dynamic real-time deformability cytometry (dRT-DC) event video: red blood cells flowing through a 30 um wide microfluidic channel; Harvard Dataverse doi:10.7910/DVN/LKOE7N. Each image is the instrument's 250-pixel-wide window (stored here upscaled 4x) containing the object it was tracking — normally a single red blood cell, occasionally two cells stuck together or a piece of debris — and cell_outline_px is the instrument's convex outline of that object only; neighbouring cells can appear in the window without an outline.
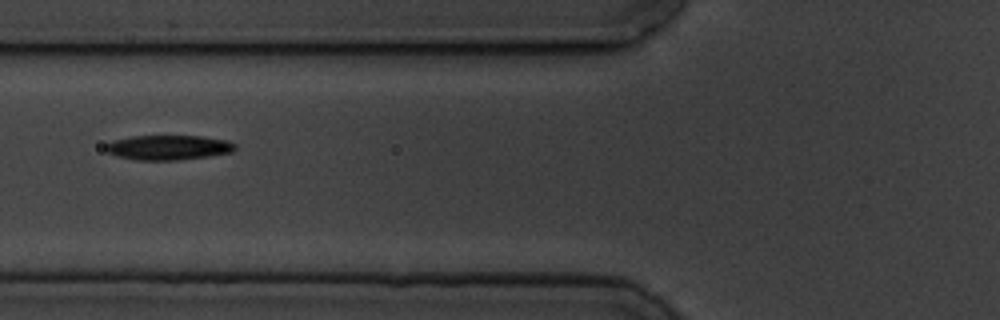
{"species": "common noctule bat (a hibernating species)", "species_latin": "Nyctalus noctula", "temperature_condition": "cold", "stored_images_in_passage": 9, "camera_frame_rate_fps": 3000, "um_per_image_px": 0.085, "animal": {"sex": "male", "body_mass_g": 19.5, "forearm_length_mm": 54.6}, "frame": {"image": 1, "passage_image": 7, "time_ms": 7.0, "image_size_px": [1000, 320], "cell_outline_px": [[236, 148], [232, 152], [208, 156], [176, 160], [140, 160], [116, 156], [108, 152], [104, 148], [104, 144], [112, 140], [132, 136], [200, 136], [228, 140], [236, 144]], "centroid_in_image_um": [14.29, 12.53], "position_along_channel_um": 111.5, "area_um2": 18.73}}
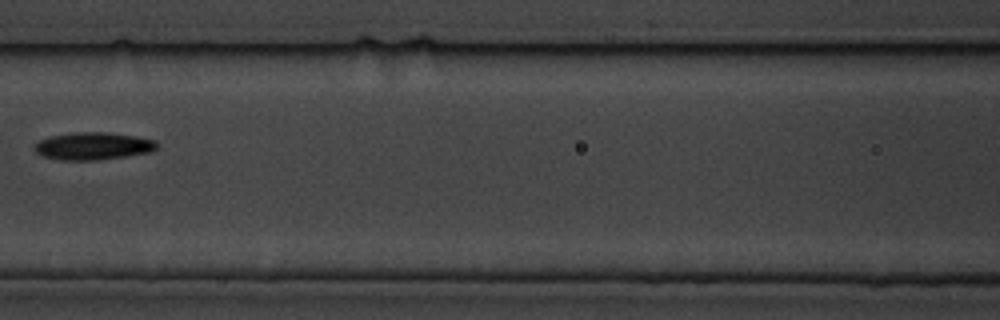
{"frame": {"image": 2, "passage_image": 8, "time_ms": 8.333, "image_size_px": [1000, 320], "cell_outline_px": [[160, 144], [152, 152], [128, 156], [96, 160], [60, 160], [44, 156], [36, 152], [32, 148], [36, 140], [48, 136], [76, 132], [108, 132], [136, 136], [156, 140]], "centroid_in_image_um": [7.91, 12.4], "position_along_channel_um": 158.7, "area_um2": 20.0}}
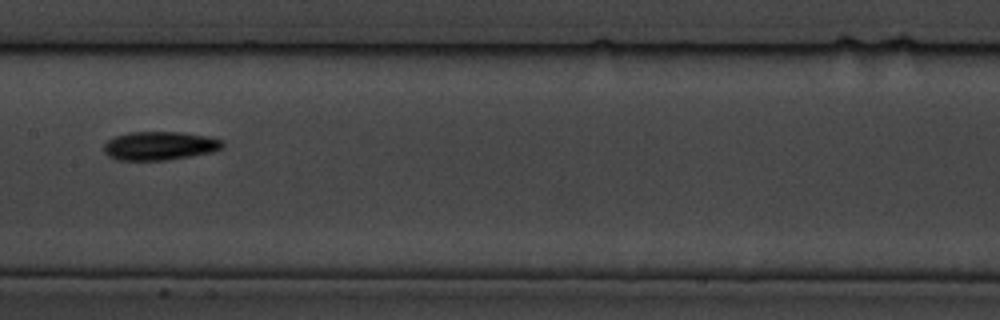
{"frame": {"image": 3, "passage_image": 9, "time_ms": 9.333, "image_size_px": [1000, 320], "cell_outline_px": [[224, 148], [212, 152], [192, 156], [164, 160], [116, 160], [108, 156], [104, 152], [104, 144], [108, 140], [116, 136], [128, 132], [180, 132], [208, 136], [224, 140]], "centroid_in_image_um": [13.6, 12.39], "position_along_channel_um": 193.8, "area_um2": 19.94}}